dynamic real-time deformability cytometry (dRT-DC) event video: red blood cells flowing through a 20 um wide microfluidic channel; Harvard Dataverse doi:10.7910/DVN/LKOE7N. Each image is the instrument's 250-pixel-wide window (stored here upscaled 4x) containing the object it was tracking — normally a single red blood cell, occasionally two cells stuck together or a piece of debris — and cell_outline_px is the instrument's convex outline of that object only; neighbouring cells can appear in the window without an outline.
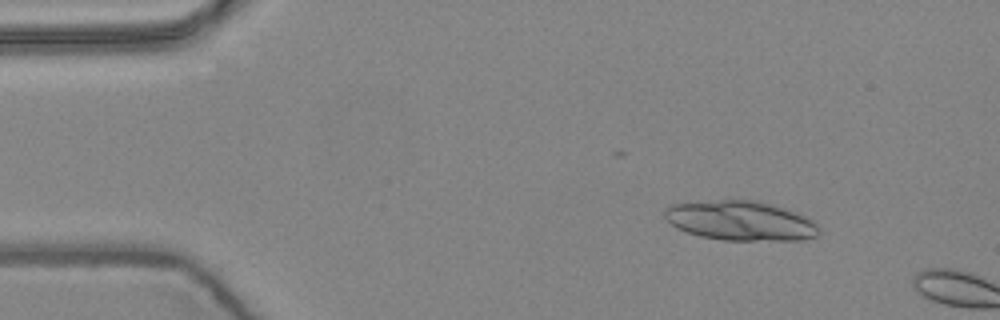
{"species": "common noctule bat (a hibernating species)", "species_latin": "Nyctalus noctula", "temperature_condition": "warm", "stored_images_in_passage": 3, "camera_frame_rate_fps": 3000, "um_per_image_px": 0.085, "animal": {"sex": "female", "body_mass_g": 24.6, "forearm_length_mm": 56.2}, "frame": {"image": 1, "passage_image": 2, "time_ms": 0.333, "image_size_px": [1000, 320], "cell_outline_px": [[820, 236], [804, 240], [724, 240], [700, 236], [676, 228], [664, 216], [664, 208], [668, 204], [720, 200], [760, 200], [808, 216], [820, 228]], "centroid_in_image_um": [62.99, 18.76], "position_along_channel_um": 22.0, "area_um2": 35.95}}